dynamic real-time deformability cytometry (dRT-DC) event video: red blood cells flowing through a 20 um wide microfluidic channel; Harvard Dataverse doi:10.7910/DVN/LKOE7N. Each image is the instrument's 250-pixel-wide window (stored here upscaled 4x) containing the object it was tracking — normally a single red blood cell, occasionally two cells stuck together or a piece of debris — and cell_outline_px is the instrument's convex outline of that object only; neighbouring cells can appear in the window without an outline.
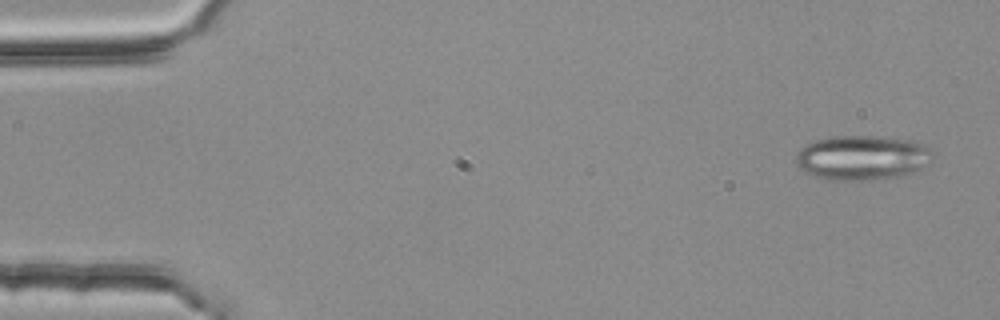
{"species": "common noctule bat (a hibernating species)", "species_latin": "Nyctalus noctula", "temperature_condition": "room temperature", "stored_images_in_passage": 4, "camera_frame_rate_fps": 3000, "um_per_image_px": 0.085, "animal": {"sex": "female", "body_mass_g": 25.1}, "frame": {"image": 1, "passage_image": 1, "time_ms": 0.0, "image_size_px": [1000, 320], "cell_outline_px": [[928, 164], [924, 168], [916, 172], [904, 176], [868, 180], [828, 180], [816, 176], [800, 168], [796, 164], [796, 152], [804, 144], [828, 136], [872, 136], [908, 140], [924, 144], [928, 148]], "centroid_in_image_um": [73.24, 13.41], "position_along_channel_um": 11.8, "area_um2": 35.55}}